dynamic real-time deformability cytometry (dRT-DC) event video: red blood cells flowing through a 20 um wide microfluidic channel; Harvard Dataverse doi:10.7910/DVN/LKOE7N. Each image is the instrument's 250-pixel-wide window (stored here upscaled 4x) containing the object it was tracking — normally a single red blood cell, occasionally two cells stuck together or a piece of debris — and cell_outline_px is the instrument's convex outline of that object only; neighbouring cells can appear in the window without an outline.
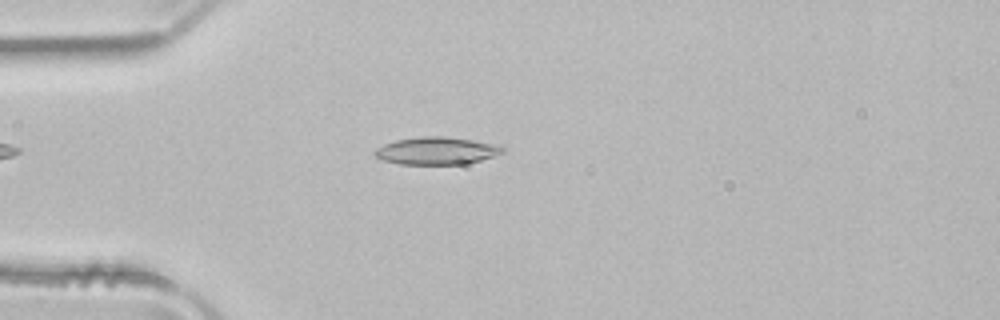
{"species": "common noctule bat (a hibernating species)", "species_latin": "Nyctalus noctula", "temperature_condition": "room temperature", "stored_images_in_passage": 45, "camera_frame_rate_fps": 3000, "um_per_image_px": 0.085, "animal": {"sex": "male", "body_mass_g": 21.5, "forearm_length_mm": 52.0}, "frame": {"image": 1, "passage_image": 8, "time_ms": 2.333, "image_size_px": [1000, 320], "cell_outline_px": [[504, 152], [480, 160], [464, 164], [400, 164], [380, 160], [372, 152], [376, 148], [384, 144], [396, 140], [420, 136], [444, 136], [500, 144], [504, 148]], "centroid_in_image_um": [37.09, 12.81], "position_along_channel_um": 47.9, "area_um2": 20.58}}
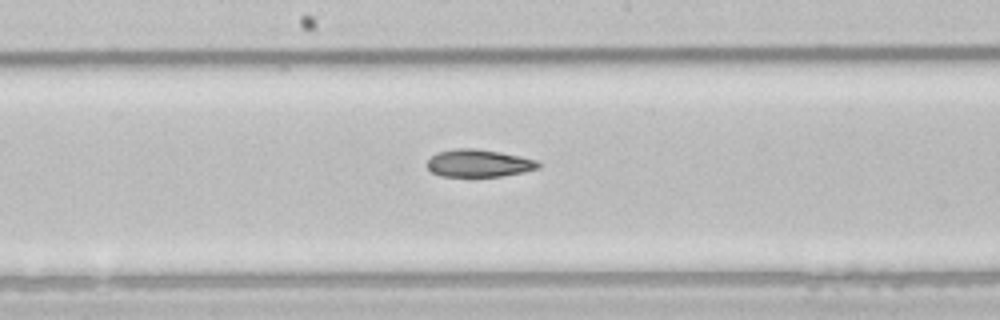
{"frame": {"image": 2, "passage_image": 21, "time_ms": 6.667, "image_size_px": [1000, 320], "cell_outline_px": [[540, 168], [524, 172], [500, 176], [440, 176], [432, 172], [428, 168], [428, 160], [436, 152], [456, 148], [476, 148], [500, 152], [520, 156], [536, 160], [540, 164]], "centroid_in_image_um": [40.69, 13.86], "position_along_channel_um": 207.5, "area_um2": 17.8}}
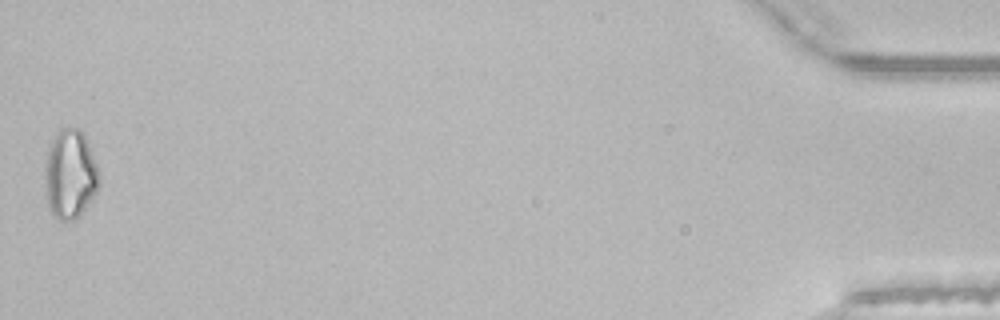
{"frame": {"image": 3, "passage_image": 45, "time_ms": 14.667, "image_size_px": [1000, 320], "cell_outline_px": [[100, 188], [92, 200], [76, 216], [68, 220], [60, 220], [52, 212], [48, 204], [44, 176], [48, 144], [60, 128], [76, 128], [84, 132], [96, 164], [100, 176]], "centroid_in_image_um": [5.97, 14.76], "position_along_channel_um": 429.2, "area_um2": 28.09}, "authors_computed_cell_mechanics": {"area_um2": 19.4786, "velocity_mm_per_s": 3.9977, "shape_relaxation_time_tau1_ms": 7.7605, "shape_relaxation_time_tau2_ms": null, "deformation_change_tau1": 0.1822, "deformation_change_tau2": null}}